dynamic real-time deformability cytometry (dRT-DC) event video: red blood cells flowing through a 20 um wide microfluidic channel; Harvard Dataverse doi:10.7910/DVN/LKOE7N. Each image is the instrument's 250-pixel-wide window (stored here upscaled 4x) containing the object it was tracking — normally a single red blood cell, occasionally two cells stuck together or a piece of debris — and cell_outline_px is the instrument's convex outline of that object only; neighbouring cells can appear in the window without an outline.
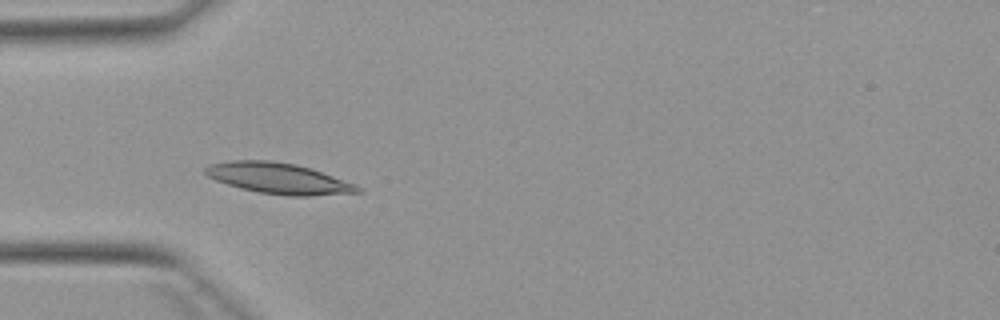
{"species": "Egyptian fruit bat (a non-hibernating species)", "species_latin": "Rousettus aegyptiacus", "temperature_condition": "warm", "stored_images_in_passage": 5, "camera_frame_rate_fps": 3000, "um_per_image_px": 0.085, "animal": {"sex": "female"}, "frame": {"image": 1, "passage_image": 4, "time_ms": 4.667, "image_size_px": [1000, 320], "cell_outline_px": [[364, 192], [312, 196], [288, 196], [260, 192], [240, 188], [216, 180], [208, 176], [204, 172], [204, 168], [208, 164], [232, 160], [268, 160], [296, 164], [356, 184], [364, 188]], "centroid_in_image_um": [23.69, 15.17], "position_along_channel_um": 61.3, "area_um2": 27.34}}
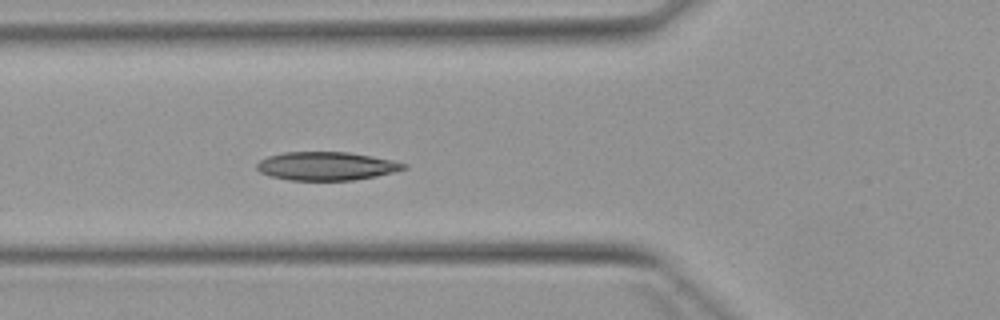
{"frame": {"image": 2, "passage_image": 5, "time_ms": 5.667, "image_size_px": [1000, 320], "cell_outline_px": [[408, 168], [376, 176], [352, 180], [288, 180], [272, 176], [260, 172], [256, 168], [256, 164], [260, 160], [268, 156], [284, 152], [348, 152], [372, 156], [392, 160], [408, 164]], "centroid_in_image_um": [27.75, 14.11], "position_along_channel_um": 98.1, "area_um2": 24.28}}